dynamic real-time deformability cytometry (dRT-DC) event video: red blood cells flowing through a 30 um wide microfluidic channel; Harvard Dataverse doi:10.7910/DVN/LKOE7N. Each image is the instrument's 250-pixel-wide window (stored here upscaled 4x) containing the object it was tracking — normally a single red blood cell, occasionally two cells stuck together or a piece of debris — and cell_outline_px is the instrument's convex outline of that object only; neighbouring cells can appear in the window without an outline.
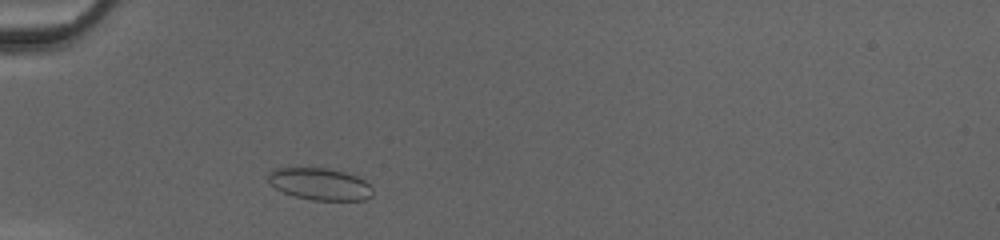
{"species": "common noctule bat (a hibernating species)", "species_latin": "Nyctalus noctula", "temperature_condition": "cold", "stored_images_in_passage": 30, "camera_frame_rate_fps": 3000, "um_per_image_px": 0.085, "animal": {"sex": "female", "body_mass_g": 20.0, "forearm_length_mm": 54.0}, "frame": {"image": 1, "passage_image": 4, "time_ms": 1.0, "image_size_px": [1000, 240], "cell_outline_px": [[372, 196], [364, 200], [312, 200], [296, 196], [284, 192], [276, 188], [268, 180], [268, 172], [272, 168], [324, 168], [344, 172], [356, 176], [364, 180], [372, 188]], "centroid_in_image_um": [27.18, 15.64], "position_along_channel_um": 57.8, "area_um2": 19.31}}
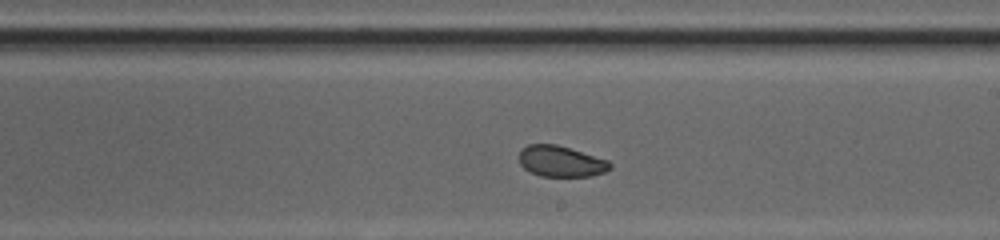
{"frame": {"image": 2, "passage_image": 18, "time_ms": 5.667, "image_size_px": [1000, 240], "cell_outline_px": [[612, 168], [604, 172], [592, 176], [540, 176], [528, 172], [520, 164], [520, 148], [528, 144], [556, 144], [608, 160], [612, 164]], "centroid_in_image_um": [47.66, 13.72], "position_along_channel_um": 241.3, "area_um2": 16.47}}
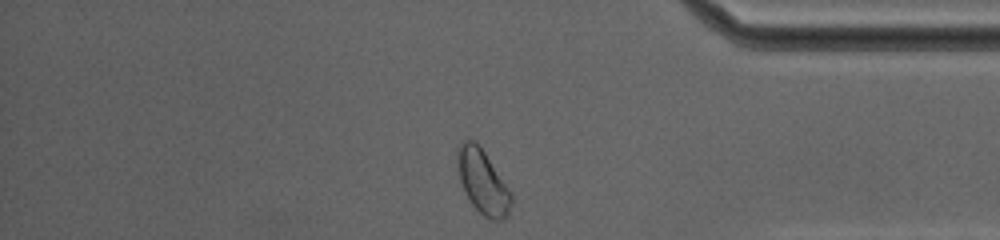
{"frame": {"image": 3, "passage_image": 30, "time_ms": 9.667, "image_size_px": [1000, 240], "cell_outline_px": [[512, 204], [508, 212], [500, 220], [492, 220], [484, 216], [472, 204], [460, 180], [456, 168], [456, 152], [460, 144], [464, 140], [472, 140], [484, 152], [508, 188], [512, 196]], "centroid_in_image_um": [41.0, 15.44], "position_along_channel_um": 394.2, "area_um2": 19.54}, "authors_computed_cell_mechanics": {"area_um2": 17.1088, "velocity_mm_per_s": 4.2102, "shape_relaxation_time_tau1_ms": null, "shape_relaxation_time_tau2_ms": 2.6299, "deformation_change_tau1": null, "deformation_change_tau2": 0.0737}}